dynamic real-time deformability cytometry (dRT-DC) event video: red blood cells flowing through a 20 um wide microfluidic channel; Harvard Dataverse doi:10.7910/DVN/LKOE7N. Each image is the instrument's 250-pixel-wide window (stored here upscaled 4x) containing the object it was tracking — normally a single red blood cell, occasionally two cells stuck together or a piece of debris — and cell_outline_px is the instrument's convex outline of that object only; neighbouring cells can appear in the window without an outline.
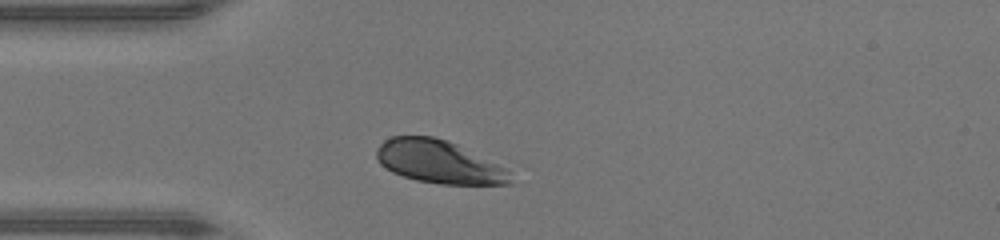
{"species": "human", "species_latin": "Homo sapiens", "temperature_condition": "warm", "stored_images_in_passage": 26, "camera_frame_rate_fps": 3000, "um_per_image_px": 0.085, "donor": {"sex": "male"}, "frame": {"image": 1, "passage_image": 1, "time_ms": 0.0, "image_size_px": [1000, 240], "cell_outline_px": [[512, 184], [440, 184], [416, 180], [392, 172], [380, 164], [376, 160], [376, 148], [384, 140], [392, 136], [432, 136], [456, 144], [504, 168], [508, 172], [512, 180]], "centroid_in_image_um": [37.23, 13.76], "position_along_channel_um": 47.8, "area_um2": 33.06}}
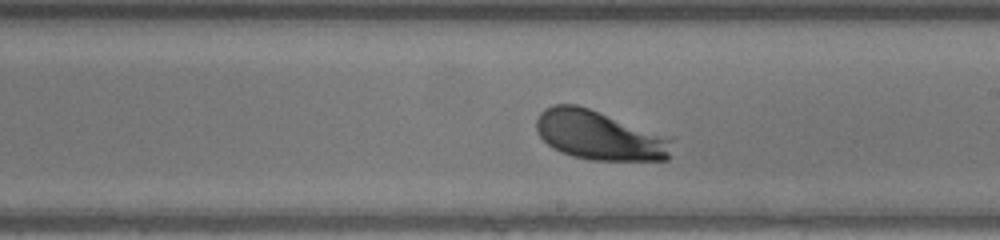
{"frame": {"image": 2, "passage_image": 15, "time_ms": 4.667, "image_size_px": [1000, 240], "cell_outline_px": [[676, 136], [668, 160], [592, 160], [572, 156], [560, 152], [552, 148], [540, 136], [536, 128], [536, 120], [540, 112], [544, 108], [552, 104], [576, 104]], "centroid_in_image_um": [51.04, 11.49], "position_along_channel_um": 238.0, "area_um2": 40.0}}
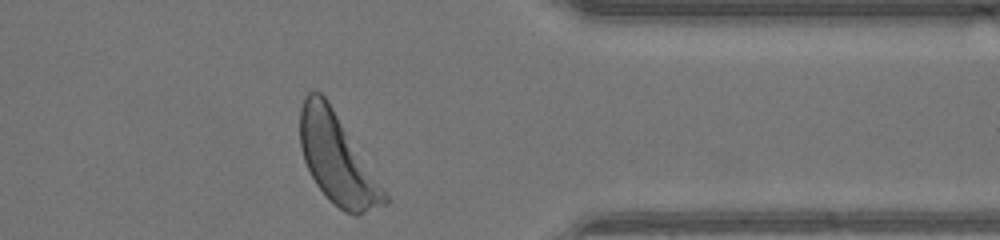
{"frame": {"image": 3, "passage_image": 26, "time_ms": 8.333, "image_size_px": [1000, 240], "cell_outline_px": [[388, 200], [384, 204], [356, 216], [344, 212], [316, 184], [304, 160], [300, 148], [300, 108], [304, 96], [308, 92], [320, 92], [328, 100], [388, 196]], "centroid_in_image_um": [28.62, 13.48], "position_along_channel_um": 382.8, "area_um2": 42.95}, "authors_computed_cell_mechanics": {"area_um2": 37.5411, "velocity_mm_per_s": 4.3563, "shape_relaxation_time_tau1_ms": 0.8425, "shape_relaxation_time_tau2_ms": null, "deformation_change_tau1": 0.0961, "deformation_change_tau2": null}}